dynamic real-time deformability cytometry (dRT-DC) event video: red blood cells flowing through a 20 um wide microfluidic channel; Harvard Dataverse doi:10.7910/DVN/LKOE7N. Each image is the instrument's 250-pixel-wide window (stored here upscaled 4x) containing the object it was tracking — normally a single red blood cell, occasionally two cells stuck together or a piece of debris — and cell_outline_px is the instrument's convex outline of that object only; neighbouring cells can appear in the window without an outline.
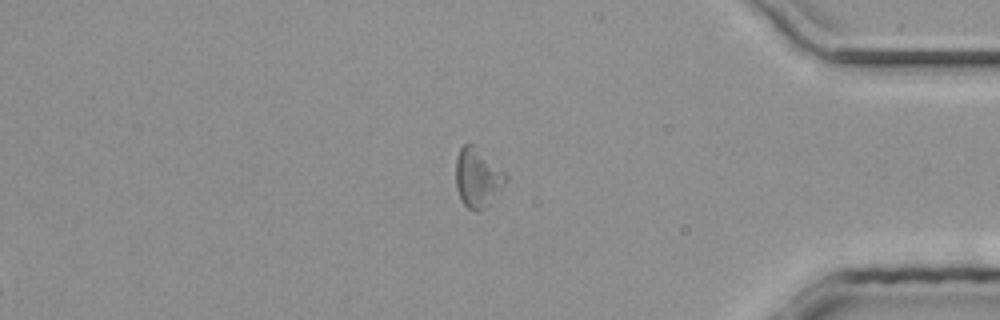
{"species": "common noctule bat (a hibernating species)", "species_latin": "Nyctalus noctula", "temperature_condition": "room temperature", "stored_images_in_passage": 30, "segment_of_instrument_passage": [2, 2], "camera_frame_rate_fps": 3000, "um_per_image_px": 0.085, "animal": {"sex": "male", "body_mass_g": 20.4}, "frame": {"image": 1, "passage_image": 30, "time_ms": 9.667, "image_size_px": [1000, 320], "cell_outline_px": [[508, 180], [480, 212], [476, 212], [468, 208], [464, 204], [456, 188], [456, 156], [460, 148], [464, 144], [472, 144], [508, 172]], "centroid_in_image_um": [40.61, 15.08], "position_along_channel_um": 394.6, "area_um2": 17.17}}